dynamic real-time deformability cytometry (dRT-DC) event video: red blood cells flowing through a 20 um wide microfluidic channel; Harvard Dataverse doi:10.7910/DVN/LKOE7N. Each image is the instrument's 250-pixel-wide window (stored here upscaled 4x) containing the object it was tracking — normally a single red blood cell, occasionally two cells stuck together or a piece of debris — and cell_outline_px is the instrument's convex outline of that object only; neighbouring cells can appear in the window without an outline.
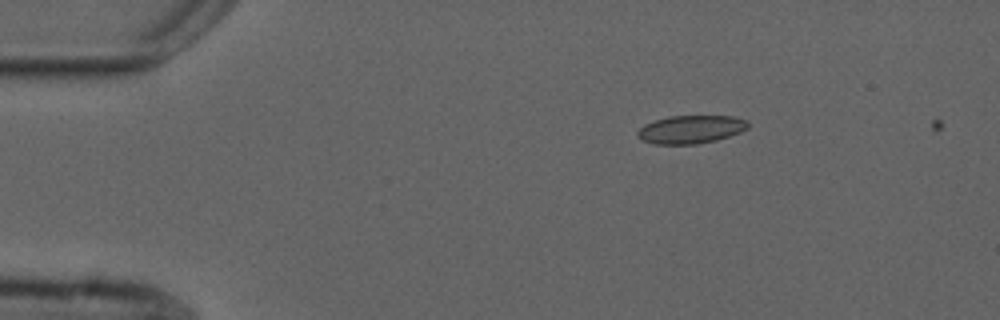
{"species": "common noctule bat (a hibernating species)", "species_latin": "Nyctalus noctula", "temperature_condition": "cold", "stored_images_in_passage": 3, "camera_frame_rate_fps": 3000, "um_per_image_px": 0.085, "animal": {"sex": "male", "forearm_length_mm": 52.5}, "frame": {"image": 1, "passage_image": 2, "time_ms": 0.333, "image_size_px": [1000, 320], "cell_outline_px": [[748, 128], [740, 132], [716, 140], [696, 144], [652, 144], [636, 136], [636, 132], [644, 124], [668, 116], [732, 116], [748, 120]], "centroid_in_image_um": [58.71, 10.99], "position_along_channel_um": 26.3, "area_um2": 18.09}}